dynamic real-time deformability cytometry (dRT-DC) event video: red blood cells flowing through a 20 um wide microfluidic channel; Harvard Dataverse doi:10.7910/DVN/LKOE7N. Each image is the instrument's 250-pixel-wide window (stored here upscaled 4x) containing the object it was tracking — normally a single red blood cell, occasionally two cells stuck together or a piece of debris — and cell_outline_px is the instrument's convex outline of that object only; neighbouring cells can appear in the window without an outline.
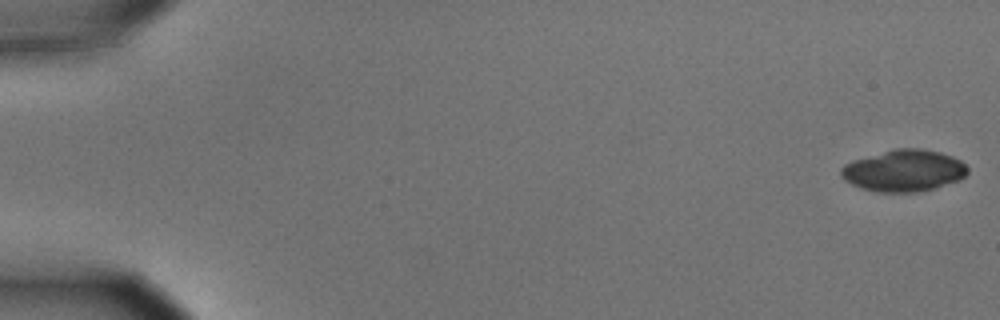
{"species": "common noctule bat (a hibernating species)", "species_latin": "Nyctalus noctula", "temperature_condition": "cold", "stored_images_in_passage": 29, "camera_frame_rate_fps": 3000, "um_per_image_px": 0.085, "animal": {"sex": "male", "body_mass_g": 15.6}, "frame": {"image": 1, "passage_image": 1, "time_ms": 0.0, "image_size_px": [1000, 320], "cell_outline_px": [[968, 172], [960, 180], [936, 188], [916, 192], [876, 192], [860, 188], [844, 180], [840, 176], [840, 168], [844, 164], [852, 160], [896, 148], [920, 148], [940, 152], [952, 156], [960, 160], [968, 168]], "centroid_in_image_um": [76.81, 14.51], "position_along_channel_um": 8.2, "area_um2": 30.98}}
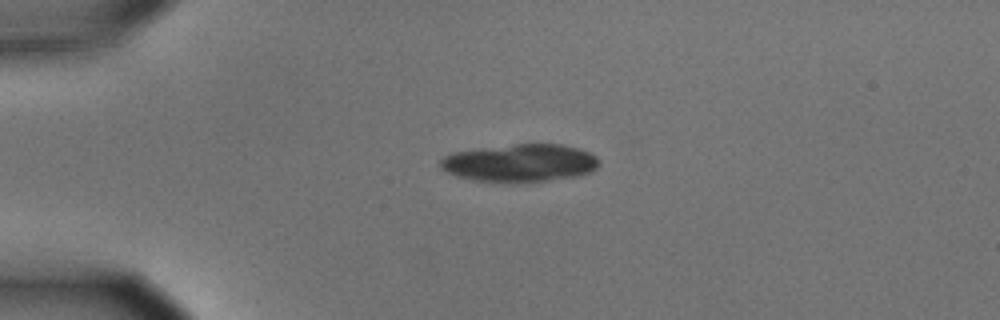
{"frame": {"image": 2, "passage_image": 14, "time_ms": 4.333, "image_size_px": [1000, 320], "cell_outline_px": [[600, 164], [596, 168], [588, 172], [576, 176], [524, 184], [504, 184], [472, 180], [456, 176], [440, 168], [440, 160], [444, 156], [452, 152], [480, 148], [516, 144], [560, 144], [576, 148], [588, 152], [596, 156], [600, 160]], "centroid_in_image_um": [44.16, 13.88], "position_along_channel_um": 40.8, "area_um2": 35.55}}